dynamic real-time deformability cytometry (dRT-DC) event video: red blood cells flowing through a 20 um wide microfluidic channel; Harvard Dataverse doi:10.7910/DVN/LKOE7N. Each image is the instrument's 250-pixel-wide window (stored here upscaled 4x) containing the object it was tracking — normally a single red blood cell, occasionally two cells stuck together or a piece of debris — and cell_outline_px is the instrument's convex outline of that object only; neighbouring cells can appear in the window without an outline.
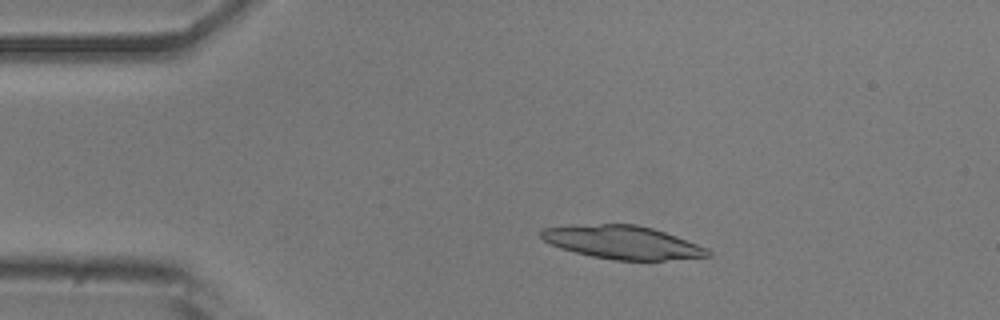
{"species": "common noctule bat (a hibernating species)", "species_latin": "Nyctalus noctula", "temperature_condition": "room temperature", "stored_images_in_passage": 54, "camera_frame_rate_fps": 3000, "um_per_image_px": 0.085, "animal": {"sex": "male", "body_mass_g": 20.5, "forearm_length_mm": 52.5}, "frame": {"image": 1, "passage_image": 10, "time_ms": 3.0, "image_size_px": [1000, 320], "cell_outline_px": [[712, 256], [664, 260], [612, 260], [592, 256], [560, 248], [544, 240], [540, 236], [540, 232], [544, 228], [600, 224], [636, 224], [652, 228], [676, 236], [708, 248], [712, 252]], "centroid_in_image_um": [52.97, 20.61], "position_along_channel_um": 32.0, "area_um2": 31.91}}
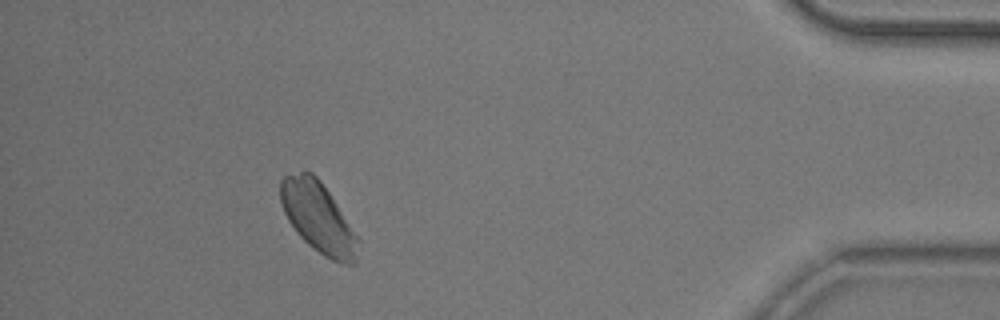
{"frame": {"image": 2, "passage_image": 49, "time_ms": 16.0, "image_size_px": [1000, 320], "cell_outline_px": [[360, 240], [356, 264], [344, 264], [332, 260], [324, 256], [308, 244], [296, 232], [288, 220], [284, 212], [280, 200], [280, 180], [284, 176], [304, 168], [312, 172], [320, 180]], "centroid_in_image_um": [27.03, 18.46], "position_along_channel_um": 408.2, "area_um2": 31.91}}